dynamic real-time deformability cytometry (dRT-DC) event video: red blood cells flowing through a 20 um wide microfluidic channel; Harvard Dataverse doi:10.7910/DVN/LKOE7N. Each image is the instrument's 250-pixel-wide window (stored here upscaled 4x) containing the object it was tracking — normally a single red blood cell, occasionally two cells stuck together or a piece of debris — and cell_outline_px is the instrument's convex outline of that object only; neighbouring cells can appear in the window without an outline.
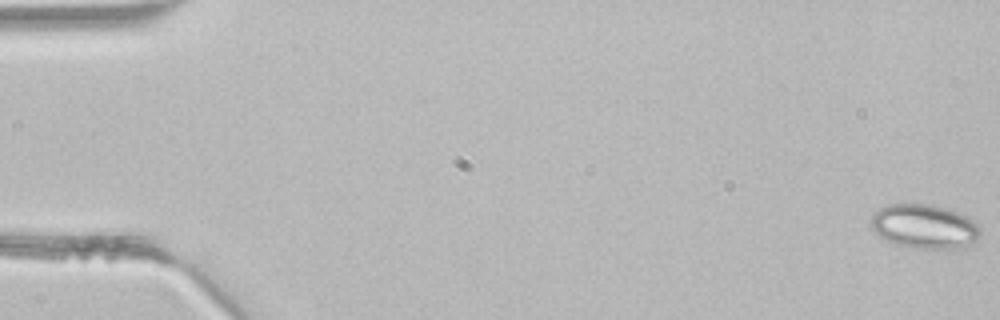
{"species": "common noctule bat (a hibernating species)", "species_latin": "Nyctalus noctula", "temperature_condition": "room temperature", "stored_images_in_passage": 6, "camera_frame_rate_fps": 3000, "um_per_image_px": 0.085, "animal": {"sex": "male", "body_mass_g": 21.5, "forearm_length_mm": 52.0}, "frame": {"image": 1, "passage_image": 1, "time_ms": 0.0, "image_size_px": [1000, 320], "cell_outline_px": [[980, 236], [968, 248], [916, 248], [896, 244], [884, 240], [872, 228], [872, 216], [884, 204], [904, 200], [932, 204], [948, 208], [960, 212], [968, 216], [980, 228]], "centroid_in_image_um": [78.58, 19.19], "position_along_channel_um": 6.4, "area_um2": 29.07}}
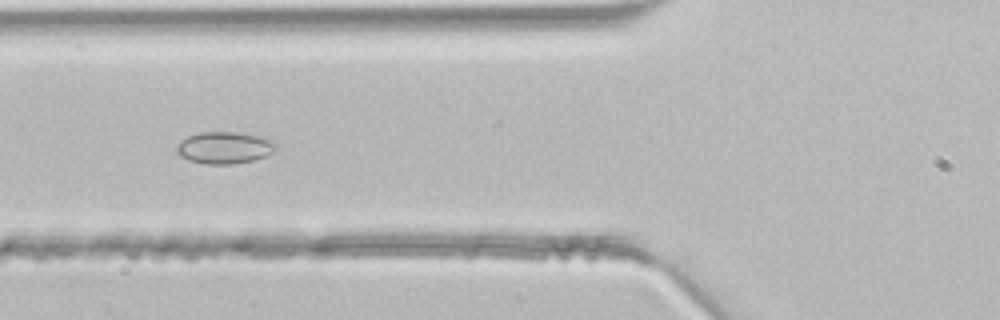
{"frame": {"image": 2, "passage_image": 6, "time_ms": 1.667, "image_size_px": [1000, 320], "cell_outline_px": [[276, 148], [272, 152], [264, 156], [252, 160], [232, 164], [204, 164], [188, 160], [180, 156], [176, 152], [176, 144], [180, 140], [188, 136], [200, 132], [236, 132], [264, 136], [272, 140], [276, 144]], "centroid_in_image_um": [19.05, 12.54], "position_along_channel_um": 106.8, "area_um2": 18.61}}